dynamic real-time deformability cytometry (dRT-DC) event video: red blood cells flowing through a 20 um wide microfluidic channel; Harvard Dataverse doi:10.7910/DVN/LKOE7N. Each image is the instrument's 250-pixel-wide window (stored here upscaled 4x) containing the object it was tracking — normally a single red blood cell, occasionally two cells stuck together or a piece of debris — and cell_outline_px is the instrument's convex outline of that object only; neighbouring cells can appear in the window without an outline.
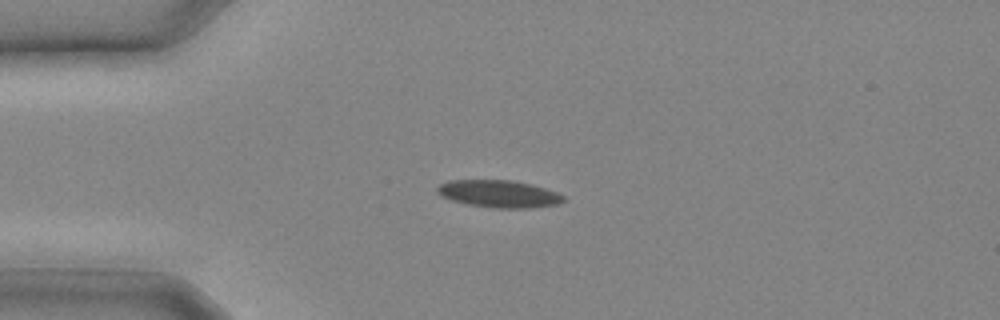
{"species": "common noctule bat (a hibernating species)", "species_latin": "Nyctalus noctula", "temperature_condition": "cold", "stored_images_in_passage": 25, "camera_frame_rate_fps": 3000, "um_per_image_px": 0.085, "animal": {"sex": "male", "body_mass_g": 20.4}, "frame": {"image": 1, "passage_image": 6, "time_ms": 1.667, "image_size_px": [1000, 320], "cell_outline_px": [[564, 200], [556, 204], [528, 208], [492, 208], [468, 204], [452, 200], [440, 196], [436, 192], [436, 188], [440, 184], [448, 180], [512, 180], [532, 184], [556, 192], [564, 196]], "centroid_in_image_um": [42.36, 16.47], "position_along_channel_um": 42.6, "area_um2": 20.06}}
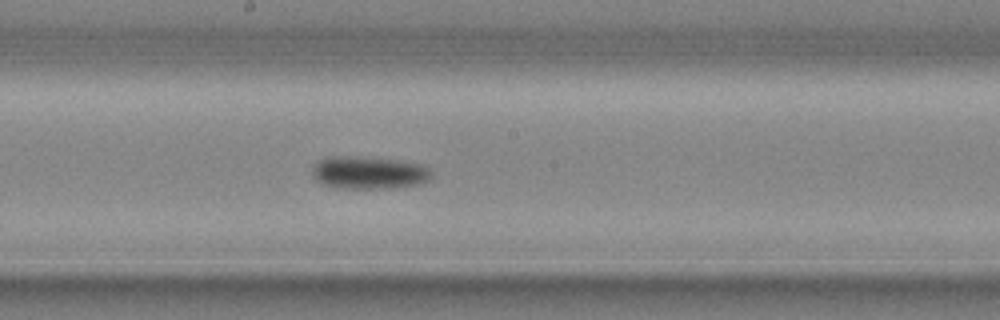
{"frame": {"image": 2, "passage_image": 14, "time_ms": 4.333, "image_size_px": [1000, 320], "cell_outline_px": [[432, 176], [428, 180], [420, 184], [388, 188], [352, 188], [324, 184], [316, 180], [312, 172], [312, 168], [320, 160], [332, 156], [348, 156], [396, 160], [420, 164], [428, 168], [432, 172]], "centroid_in_image_um": [31.38, 14.67], "position_along_channel_um": 216.8, "area_um2": 22.2}}
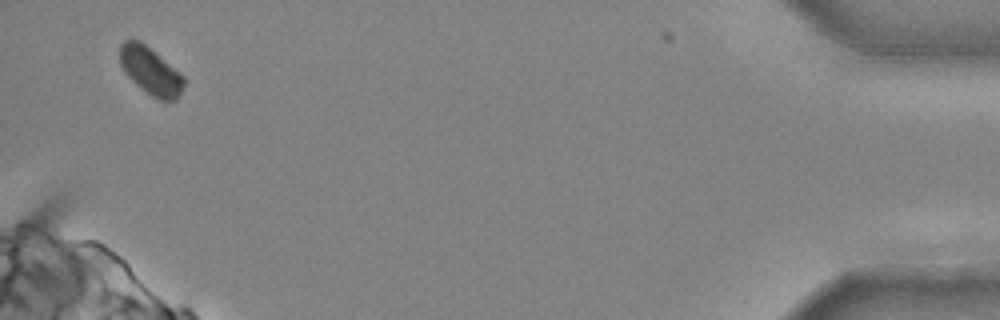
{"frame": {"image": 3, "passage_image": 25, "time_ms": 8.0, "image_size_px": [1000, 320], "cell_outline_px": [[184, 84], [176, 100], [160, 100], [152, 96], [136, 84], [124, 72], [120, 64], [120, 44], [124, 40], [140, 40], [184, 76]], "centroid_in_image_um": [12.78, 6.01], "position_along_channel_um": 422.4, "area_um2": 17.4}}